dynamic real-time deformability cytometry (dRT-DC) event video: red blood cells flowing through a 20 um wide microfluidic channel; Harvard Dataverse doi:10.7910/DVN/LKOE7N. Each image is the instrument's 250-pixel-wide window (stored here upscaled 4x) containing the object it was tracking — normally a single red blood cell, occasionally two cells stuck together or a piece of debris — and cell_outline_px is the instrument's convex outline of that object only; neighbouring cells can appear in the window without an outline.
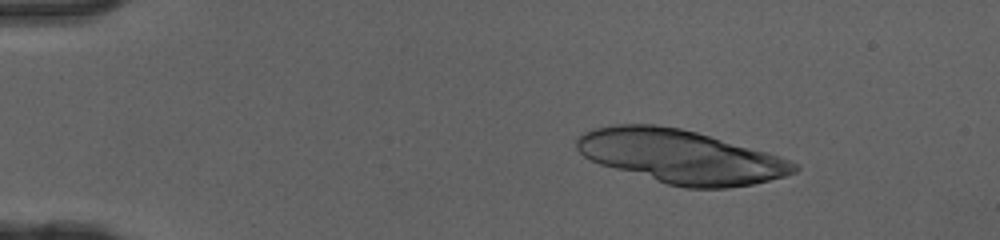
{"species": "human", "species_latin": "Homo sapiens", "temperature_condition": "cold", "stored_images_in_passage": 18, "segment_of_instrument_passage": [1, 2], "camera_frame_rate_fps": 3000, "um_per_image_px": 0.085, "donor": {"sex": "female"}, "frame": {"image": 1, "passage_image": 9, "time_ms": 2.667, "image_size_px": [1000, 240], "cell_outline_px": [[776, 176], [764, 180], [748, 184], [676, 184], [664, 180], [588, 136], [592, 132], [608, 128], [672, 128], [692, 132], [752, 152]], "centroid_in_image_um": [58.18, 13.27], "position_along_channel_um": 26.8, "area_um2": 47.86}}